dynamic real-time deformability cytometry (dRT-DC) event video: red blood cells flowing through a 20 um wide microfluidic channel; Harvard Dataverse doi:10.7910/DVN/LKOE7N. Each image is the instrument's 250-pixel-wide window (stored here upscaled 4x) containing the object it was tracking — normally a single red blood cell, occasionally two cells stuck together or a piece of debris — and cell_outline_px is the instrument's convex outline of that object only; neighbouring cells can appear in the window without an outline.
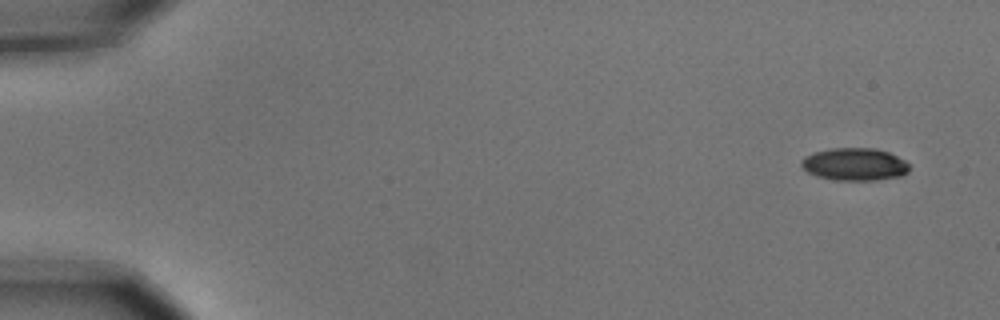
{"species": "common noctule bat (a hibernating species)", "species_latin": "Nyctalus noctula", "temperature_condition": "cold", "stored_images_in_passage": 5, "camera_frame_rate_fps": 3000, "um_per_image_px": 0.085, "animal": {"sex": "male", "body_mass_g": 15.6}, "frame": {"image": 1, "passage_image": 1, "time_ms": 0.0, "image_size_px": [1000, 320], "cell_outline_px": [[908, 172], [900, 176], [876, 180], [836, 180], [816, 176], [808, 172], [800, 164], [800, 160], [804, 156], [812, 152], [832, 148], [872, 148], [888, 152], [904, 160], [908, 164]], "centroid_in_image_um": [72.6, 13.96], "position_along_channel_um": 12.4, "area_um2": 20.46}}
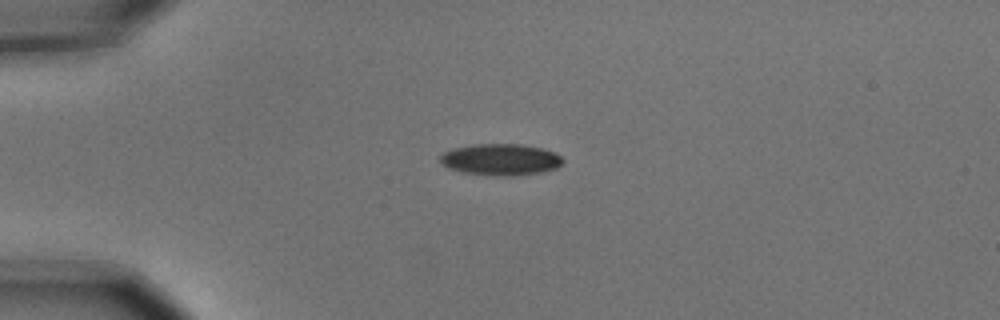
{"frame": {"image": 2, "passage_image": 4, "time_ms": 1.0, "image_size_px": [1000, 320], "cell_outline_px": [[564, 160], [556, 168], [540, 172], [512, 176], [496, 176], [464, 172], [448, 168], [440, 160], [440, 156], [444, 152], [452, 148], [472, 144], [520, 144], [544, 148], [556, 152]], "centroid_in_image_um": [42.57, 13.55], "position_along_channel_um": 42.4, "area_um2": 22.54}}